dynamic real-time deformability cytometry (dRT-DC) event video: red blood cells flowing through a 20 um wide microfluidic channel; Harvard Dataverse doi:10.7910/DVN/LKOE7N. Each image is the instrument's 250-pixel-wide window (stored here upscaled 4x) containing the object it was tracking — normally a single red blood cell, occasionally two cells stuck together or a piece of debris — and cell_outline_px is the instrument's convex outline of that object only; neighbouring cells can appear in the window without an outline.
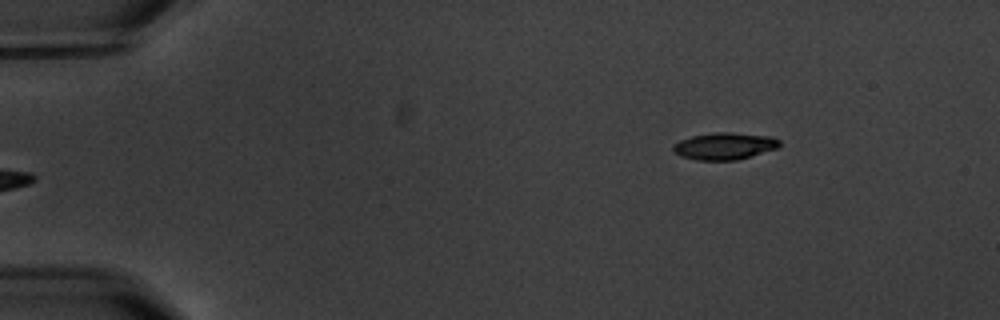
{"species": "common noctule bat (a hibernating species)", "species_latin": "Nyctalus noctula", "temperature_condition": "warm", "stored_images_in_passage": 7, "camera_frame_rate_fps": 3000, "um_per_image_px": 0.085, "animal": {"sex": "male", "body_mass_g": 20.1, "forearm_length_mm": 53.5}, "frame": {"image": 1, "passage_image": 7, "time_ms": 7.0, "image_size_px": [1000, 320], "cell_outline_px": [[780, 144], [776, 148], [736, 160], [696, 160], [680, 156], [672, 148], [672, 144], [680, 140], [692, 136], [716, 132], [732, 132], [772, 136], [780, 140]], "centroid_in_image_um": [61.56, 12.4], "position_along_channel_um": 23.4, "area_um2": 16.65}}